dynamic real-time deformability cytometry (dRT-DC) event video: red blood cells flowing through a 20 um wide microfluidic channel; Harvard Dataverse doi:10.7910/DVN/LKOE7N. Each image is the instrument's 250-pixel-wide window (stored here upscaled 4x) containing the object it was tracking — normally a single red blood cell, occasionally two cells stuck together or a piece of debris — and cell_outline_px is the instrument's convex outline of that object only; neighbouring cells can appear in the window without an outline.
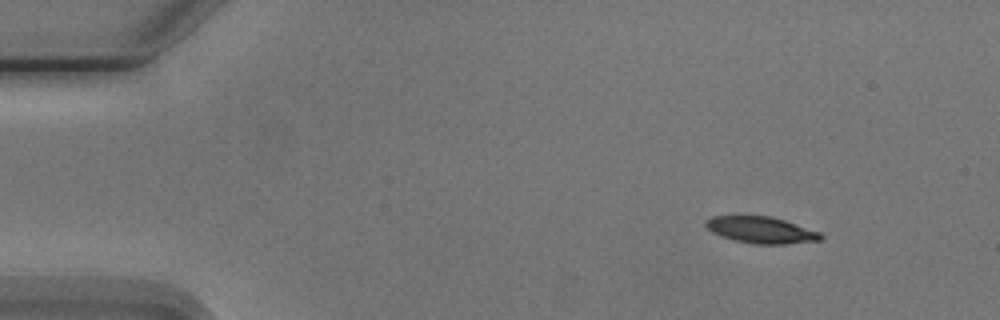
{"species": "Egyptian fruit bat (a non-hibernating species)", "species_latin": "Rousettus aegyptiacus", "temperature_condition": "cold", "stored_images_in_passage": 3, "camera_frame_rate_fps": 3000, "um_per_image_px": 0.085, "animal": {"sex": "male"}, "frame": {"image": 1, "passage_image": 1, "time_ms": 0.0, "image_size_px": [1000, 320], "cell_outline_px": [[824, 236], [820, 240], [788, 244], [752, 244], [732, 240], [720, 236], [712, 232], [704, 224], [704, 220], [712, 216], [772, 216], [820, 232]], "centroid_in_image_um": [64.66, 19.55], "position_along_channel_um": 20.3, "area_um2": 17.92}}